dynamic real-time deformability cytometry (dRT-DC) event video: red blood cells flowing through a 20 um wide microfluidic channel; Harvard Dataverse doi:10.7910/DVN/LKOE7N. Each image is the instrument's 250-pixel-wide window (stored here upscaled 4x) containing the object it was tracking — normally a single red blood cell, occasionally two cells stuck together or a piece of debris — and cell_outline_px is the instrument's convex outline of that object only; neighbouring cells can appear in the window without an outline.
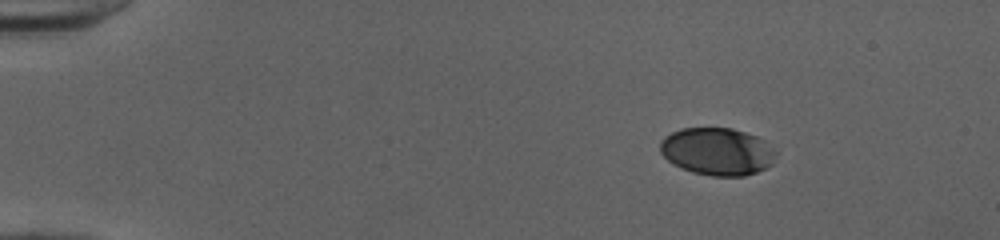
{"species": "human", "species_latin": "Homo sapiens", "temperature_condition": "cold", "stored_images_in_passage": 45, "camera_frame_rate_fps": 3000, "um_per_image_px": 0.085, "donor": {"sex": "female"}, "frame": {"image": 1, "passage_image": 1, "time_ms": 0.0, "image_size_px": [1000, 240], "cell_outline_px": [[776, 152], [772, 164], [756, 172], [744, 176], [712, 176], [692, 172], [668, 160], [660, 152], [660, 140], [664, 136], [680, 128], [732, 128], [756, 136], [764, 140]], "centroid_in_image_um": [60.95, 12.87], "position_along_channel_um": 24.0, "area_um2": 31.85}}
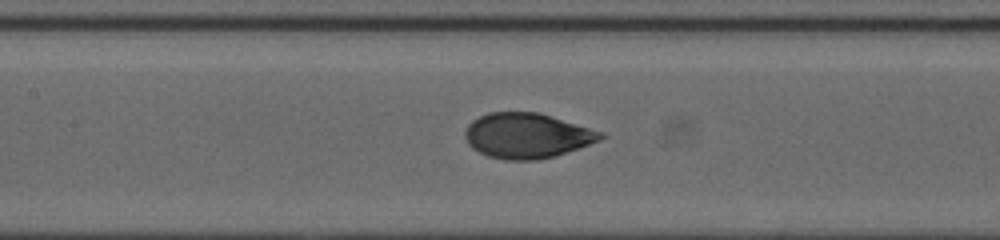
{"frame": {"image": 2, "passage_image": 19, "time_ms": 6.0, "image_size_px": [1000, 240], "cell_outline_px": [[604, 136], [600, 140], [552, 156], [536, 160], [504, 160], [488, 156], [472, 148], [468, 144], [464, 136], [464, 132], [468, 124], [472, 120], [488, 112], [536, 112], [604, 132]], "centroid_in_image_um": [44.73, 11.52], "position_along_channel_um": 162.7, "area_um2": 35.26}}
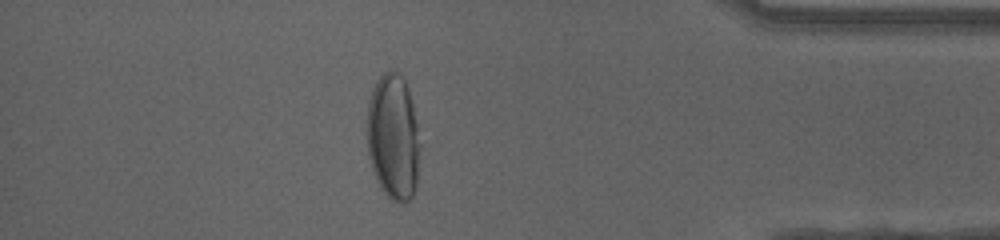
{"frame": {"image": 3, "passage_image": 39, "time_ms": 12.667, "image_size_px": [1000, 240], "cell_outline_px": [[420, 148], [416, 184], [412, 196], [408, 200], [400, 204], [392, 200], [380, 188], [376, 180], [368, 156], [368, 100], [372, 88], [376, 80], [388, 68], [392, 68], [404, 80], [408, 88], [412, 104], [420, 144]], "centroid_in_image_um": [33.41, 11.64], "position_along_channel_um": 401.8, "area_um2": 38.9}, "authors_computed_cell_mechanics": {"area_um2": 35.8938, "velocity_mm_per_s": 4.0116, "shape_relaxation_time_tau1_ms": 4.0127, "shape_relaxation_time_tau2_ms": null, "deformation_change_tau1": 0.182, "deformation_change_tau2": null}}